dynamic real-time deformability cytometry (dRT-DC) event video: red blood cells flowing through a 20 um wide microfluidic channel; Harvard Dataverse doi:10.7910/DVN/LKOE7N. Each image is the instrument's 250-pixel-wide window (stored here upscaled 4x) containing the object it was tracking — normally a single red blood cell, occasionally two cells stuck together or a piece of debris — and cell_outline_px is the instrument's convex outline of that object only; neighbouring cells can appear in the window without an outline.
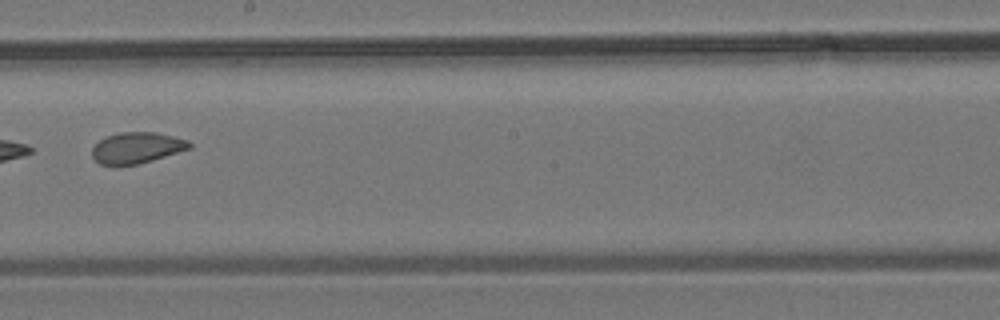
{"species": "common noctule bat (a hibernating species)", "species_latin": "Nyctalus noctula", "temperature_condition": "room temperature", "stored_images_in_passage": 9, "camera_frame_rate_fps": 3000, "um_per_image_px": 0.085, "animal": {"sex": "male", "body_mass_g": 19.2, "forearm_length_mm": 51.8}, "frame": {"image": 1, "passage_image": 9, "time_ms": 9.333, "image_size_px": [1000, 320], "cell_outline_px": [[192, 148], [152, 160], [136, 164], [100, 164], [92, 156], [92, 148], [100, 140], [108, 136], [120, 132], [156, 132], [188, 140], [192, 144]], "centroid_in_image_um": [11.66, 12.54], "position_along_channel_um": 236.5, "area_um2": 17.34}}